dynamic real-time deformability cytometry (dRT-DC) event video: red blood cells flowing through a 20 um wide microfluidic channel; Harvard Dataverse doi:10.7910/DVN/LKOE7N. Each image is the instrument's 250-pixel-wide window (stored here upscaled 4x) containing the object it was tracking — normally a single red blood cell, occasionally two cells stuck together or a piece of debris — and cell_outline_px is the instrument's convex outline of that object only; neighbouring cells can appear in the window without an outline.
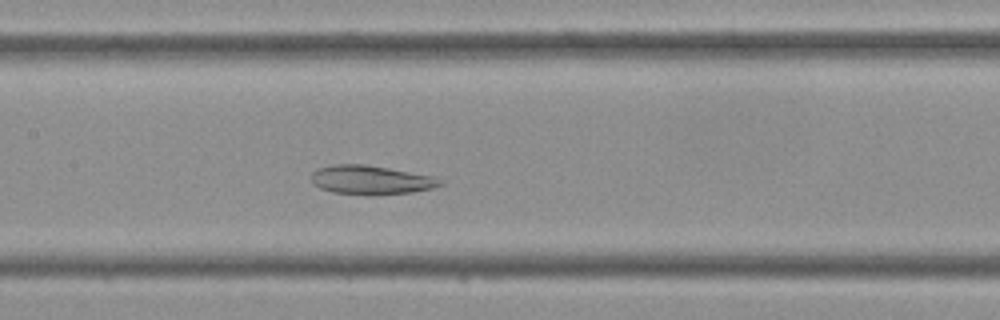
{"species": "Egyptian fruit bat (a non-hibernating species)", "species_latin": "Rousettus aegyptiacus", "temperature_condition": "cold", "stored_images_in_passage": 43, "segment_of_instrument_passage": [1, 2], "camera_frame_rate_fps": 3000, "um_per_image_px": 0.085, "frame": {"image": 1, "passage_image": 19, "time_ms": 6.0, "image_size_px": [1000, 320], "cell_outline_px": [[444, 184], [432, 188], [412, 192], [376, 196], [368, 196], [332, 192], [320, 188], [312, 184], [312, 172], [316, 168], [332, 164], [364, 164], [388, 168], [432, 176], [444, 180]], "centroid_in_image_um": [31.51, 15.31], "position_along_channel_um": 175.9, "area_um2": 22.14}}
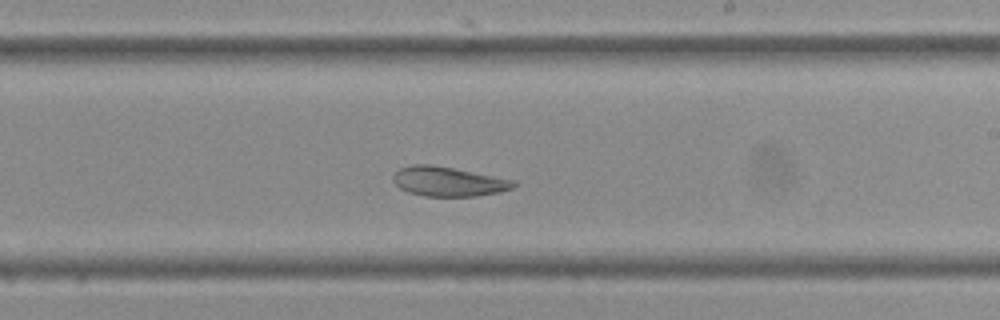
{"frame": {"image": 2, "passage_image": 24, "time_ms": 7.667, "image_size_px": [1000, 320], "cell_outline_px": [[520, 184], [512, 188], [500, 192], [476, 196], [424, 196], [408, 192], [400, 188], [392, 180], [392, 176], [400, 168], [412, 164], [432, 164], [516, 180]], "centroid_in_image_um": [38.13, 15.42], "position_along_channel_um": 250.9, "area_um2": 20.87}}
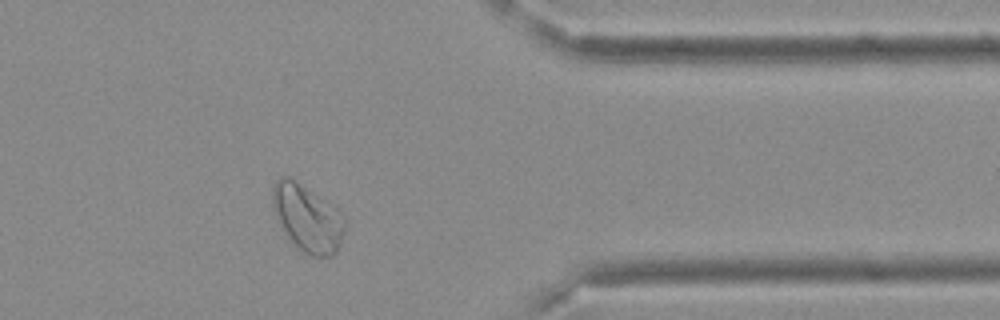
{"frame": {"image": 3, "passage_image": 34, "time_ms": 11.0, "image_size_px": [1000, 320], "cell_outline_px": [[348, 224], [340, 244], [336, 252], [332, 256], [312, 256], [304, 252], [288, 236], [276, 220], [272, 208], [272, 184], [280, 176], [288, 176], [336, 208], [344, 216]], "centroid_in_image_um": [26.13, 18.54], "position_along_channel_um": 385.3, "area_um2": 28.09}}